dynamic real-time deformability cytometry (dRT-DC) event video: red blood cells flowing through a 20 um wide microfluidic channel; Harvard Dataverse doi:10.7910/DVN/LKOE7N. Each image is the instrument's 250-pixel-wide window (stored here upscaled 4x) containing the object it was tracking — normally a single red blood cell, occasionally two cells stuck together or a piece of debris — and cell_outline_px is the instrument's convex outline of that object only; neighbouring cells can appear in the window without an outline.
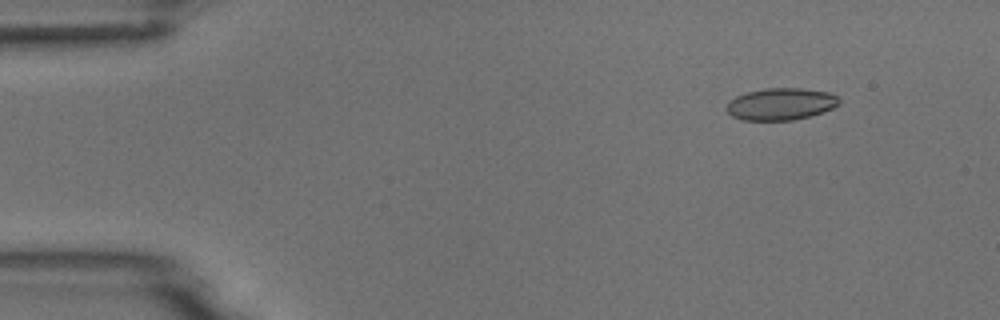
{"species": "common noctule bat (a hibernating species)", "species_latin": "Nyctalus noctula", "temperature_condition": "room temperature", "stored_images_in_passage": 5, "camera_frame_rate_fps": 3000, "um_per_image_px": 0.085, "animal": {"sex": "male", "body_mass_g": 18.8}, "frame": {"image": 1, "passage_image": 2, "time_ms": 1.333, "image_size_px": [1000, 320], "cell_outline_px": [[840, 104], [824, 112], [792, 120], [740, 120], [732, 116], [724, 108], [728, 100], [736, 96], [748, 92], [764, 88], [800, 88], [828, 92], [840, 96]], "centroid_in_image_um": [66.36, 8.84], "position_along_channel_um": 18.6, "area_um2": 21.21}}
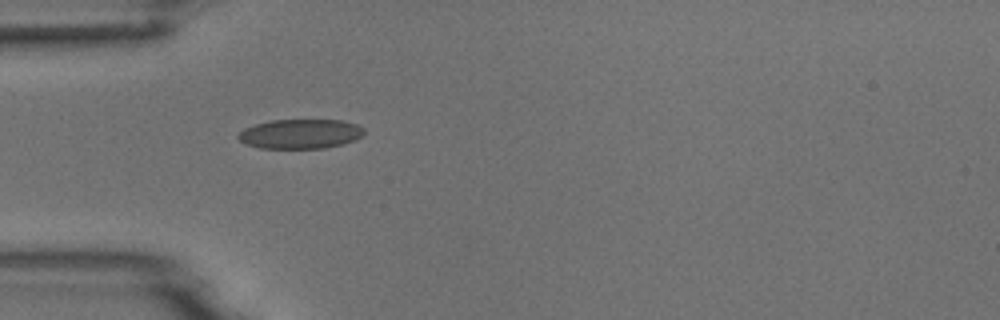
{"frame": {"image": 2, "passage_image": 5, "time_ms": 4.667, "image_size_px": [1000, 320], "cell_outline_px": [[364, 136], [356, 140], [344, 144], [324, 148], [260, 148], [248, 144], [240, 140], [236, 136], [244, 128], [256, 124], [272, 120], [344, 120], [356, 124], [364, 128]], "centroid_in_image_um": [25.58, 11.38], "position_along_channel_um": 59.4, "area_um2": 21.73}}